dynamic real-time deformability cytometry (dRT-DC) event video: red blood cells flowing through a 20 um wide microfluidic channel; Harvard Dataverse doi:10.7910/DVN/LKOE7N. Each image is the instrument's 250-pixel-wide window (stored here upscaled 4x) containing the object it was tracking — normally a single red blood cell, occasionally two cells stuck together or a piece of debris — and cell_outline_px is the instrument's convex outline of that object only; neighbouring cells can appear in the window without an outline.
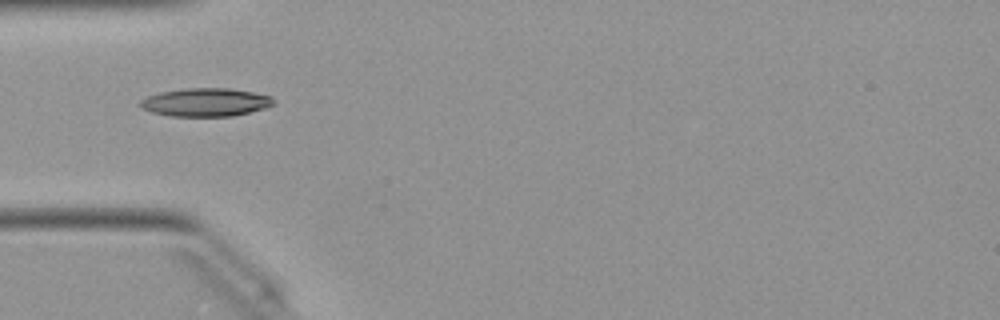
{"species": "Egyptian fruit bat (a non-hibernating species)", "species_latin": "Rousettus aegyptiacus", "temperature_condition": "warm", "stored_images_in_passage": 27, "camera_frame_rate_fps": 3000, "um_per_image_px": 0.085, "animal": {"sex": "female"}, "frame": {"image": 1, "passage_image": 1, "time_ms": 0.0, "image_size_px": [1000, 320], "cell_outline_px": [[276, 104], [264, 108], [232, 116], [172, 116], [152, 112], [140, 108], [140, 100], [148, 96], [160, 92], [188, 88], [228, 88], [252, 92], [272, 96], [276, 100]], "centroid_in_image_um": [17.5, 8.69], "position_along_channel_um": 67.5, "area_um2": 21.91}}
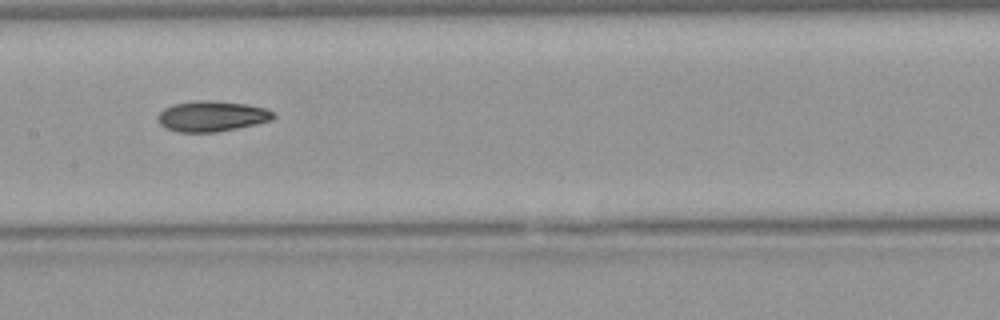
{"frame": {"image": 2, "passage_image": 10, "time_ms": 3.0, "image_size_px": [1000, 320], "cell_outline_px": [[276, 116], [272, 120], [256, 124], [216, 132], [176, 132], [164, 128], [156, 120], [156, 116], [164, 108], [172, 104], [196, 100], [212, 100], [248, 104], [264, 108], [272, 112]], "centroid_in_image_um": [17.95, 9.87], "position_along_channel_um": 189.4, "area_um2": 20.81}}
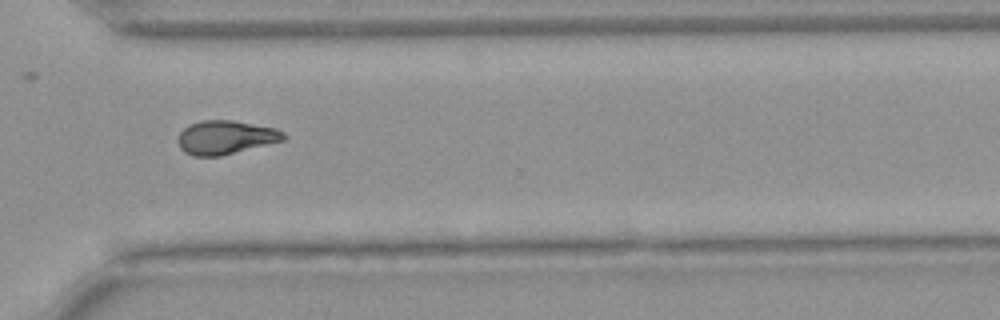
{"frame": {"image": 3, "passage_image": 22, "time_ms": 7.0, "image_size_px": [1000, 320], "cell_outline_px": [[288, 136], [284, 140], [220, 156], [192, 156], [184, 152], [180, 148], [176, 140], [180, 132], [188, 124], [200, 120], [232, 120], [276, 128], [284, 132]], "centroid_in_image_um": [19.15, 11.67], "position_along_channel_um": 351.5, "area_um2": 20.92}, "authors_computed_cell_mechanics": {"area_um2": 20.4034, "velocity_mm_per_s": 4.0581, "shape_relaxation_time_tau1_ms": 4.0671, "shape_relaxation_time_tau2_ms": 4.9775, "deformation_change_tau1": 0.1533, "deformation_change_tau2": 0.1264}}